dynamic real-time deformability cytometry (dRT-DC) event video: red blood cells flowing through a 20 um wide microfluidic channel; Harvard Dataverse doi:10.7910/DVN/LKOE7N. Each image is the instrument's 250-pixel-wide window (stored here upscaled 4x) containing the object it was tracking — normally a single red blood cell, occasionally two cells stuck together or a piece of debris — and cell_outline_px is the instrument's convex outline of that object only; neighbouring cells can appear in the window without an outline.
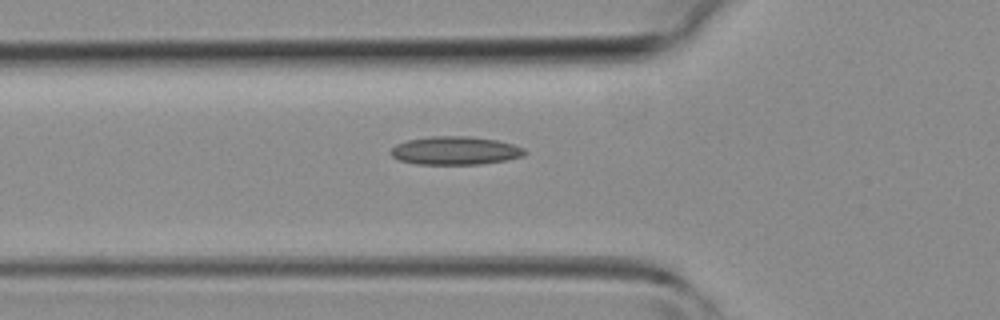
{"species": "common noctule bat (a hibernating species)", "species_latin": "Nyctalus noctula", "temperature_condition": "room temperature", "stored_images_in_passage": 33, "camera_frame_rate_fps": 3000, "um_per_image_px": 0.085, "animal": {"sex": "female", "body_mass_g": 19.3, "forearm_length_mm": 54.1}, "frame": {"image": 1, "passage_image": 8, "time_ms": 2.333, "image_size_px": [1000, 320], "cell_outline_px": [[528, 152], [524, 156], [508, 160], [480, 164], [416, 164], [400, 160], [392, 156], [388, 152], [396, 144], [408, 140], [432, 136], [468, 136], [496, 140], [512, 144], [524, 148]], "centroid_in_image_um": [38.71, 12.8], "position_along_channel_um": 87.1, "area_um2": 22.14}}
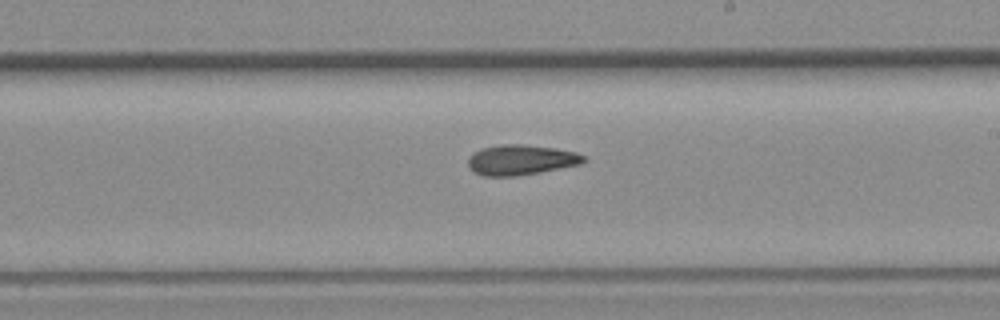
{"frame": {"image": 2, "passage_image": 18, "time_ms": 5.667, "image_size_px": [1000, 320], "cell_outline_px": [[588, 160], [580, 164], [540, 172], [516, 176], [484, 176], [468, 168], [468, 160], [472, 152], [480, 148], [500, 144], [520, 144], [556, 148], [576, 152], [584, 156]], "centroid_in_image_um": [44.26, 13.58], "position_along_channel_um": 244.7, "area_um2": 20.46}}
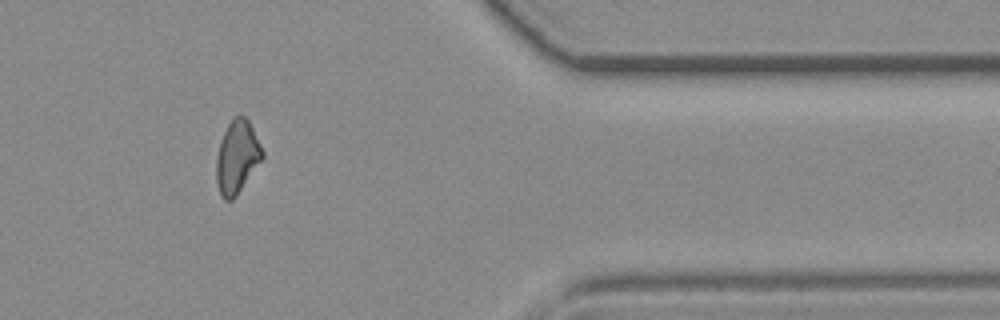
{"frame": {"image": 3, "passage_image": 29, "time_ms": 9.333, "image_size_px": [1000, 320], "cell_outline_px": [[264, 156], [236, 196], [232, 200], [224, 200], [220, 196], [216, 180], [216, 160], [220, 140], [232, 116], [240, 112], [248, 120], [264, 152]], "centroid_in_image_um": [20.13, 13.32], "position_along_channel_um": 391.3, "area_um2": 19.59}}